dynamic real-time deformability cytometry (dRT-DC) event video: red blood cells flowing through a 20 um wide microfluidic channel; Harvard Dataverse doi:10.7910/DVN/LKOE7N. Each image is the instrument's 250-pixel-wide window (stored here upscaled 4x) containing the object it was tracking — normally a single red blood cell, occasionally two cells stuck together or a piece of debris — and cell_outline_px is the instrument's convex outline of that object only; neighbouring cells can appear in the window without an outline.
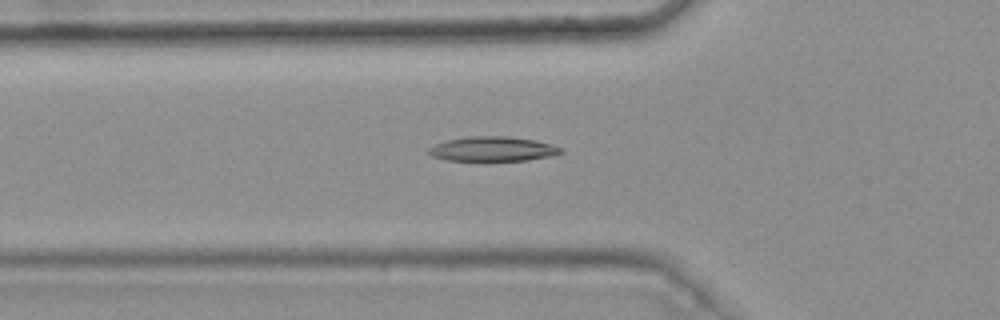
{"species": "common noctule bat (a hibernating species)", "species_latin": "Nyctalus noctula", "temperature_condition": "warm", "stored_images_in_passage": 41, "camera_frame_rate_fps": 3000, "um_per_image_px": 0.085, "animal": {"sex": "female", "body_mass_g": 25.1}, "frame": {"image": 1, "passage_image": 12, "time_ms": 3.667, "image_size_px": [1000, 320], "cell_outline_px": [[564, 152], [556, 156], [528, 160], [448, 160], [432, 156], [428, 152], [428, 148], [436, 144], [448, 140], [468, 136], [508, 136], [536, 140], [560, 148]], "centroid_in_image_um": [41.91, 12.66], "position_along_channel_um": 83.9, "area_um2": 18.84}}